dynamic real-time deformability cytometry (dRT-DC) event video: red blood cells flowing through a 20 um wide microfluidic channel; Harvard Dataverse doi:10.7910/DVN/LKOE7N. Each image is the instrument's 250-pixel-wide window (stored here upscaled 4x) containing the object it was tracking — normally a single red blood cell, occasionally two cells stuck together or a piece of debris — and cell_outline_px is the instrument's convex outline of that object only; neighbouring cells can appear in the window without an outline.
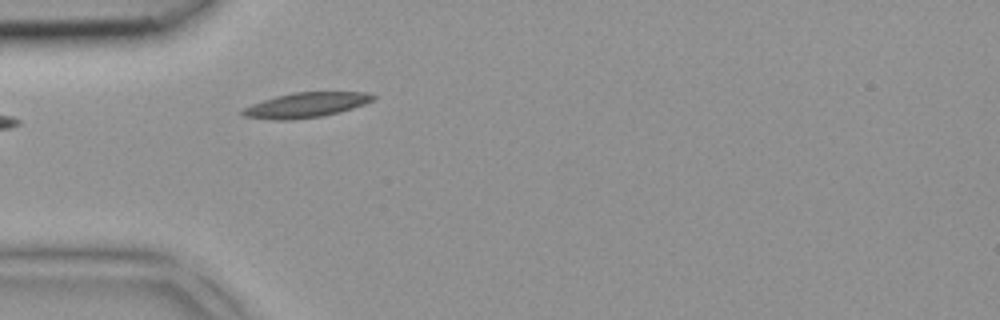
{"species": "common noctule bat (a hibernating species)", "species_latin": "Nyctalus noctula", "temperature_condition": "room temperature", "stored_images_in_passage": 10, "camera_frame_rate_fps": 3000, "um_per_image_px": 0.085, "animal": {"sex": "female", "body_mass_g": 18.4}, "frame": {"image": 1, "passage_image": 1, "time_ms": 0.0, "image_size_px": [1000, 320], "cell_outline_px": [[376, 96], [372, 100], [364, 104], [340, 112], [320, 116], [292, 120], [276, 120], [244, 116], [240, 112], [244, 108], [252, 104], [276, 96], [292, 92], [364, 92]], "centroid_in_image_um": [25.99, 8.92], "position_along_channel_um": 59.0, "area_um2": 18.73}}